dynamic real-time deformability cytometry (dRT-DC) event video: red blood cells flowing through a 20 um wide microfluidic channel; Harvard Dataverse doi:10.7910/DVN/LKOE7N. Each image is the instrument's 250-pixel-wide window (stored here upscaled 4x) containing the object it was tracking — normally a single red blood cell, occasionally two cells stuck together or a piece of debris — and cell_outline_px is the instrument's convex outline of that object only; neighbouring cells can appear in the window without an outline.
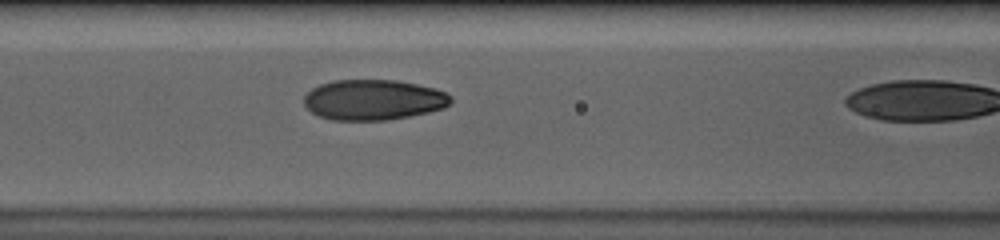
{"species": "human", "species_latin": "Homo sapiens", "temperature_condition": "cold", "stored_images_in_passage": 22, "camera_frame_rate_fps": 3000, "um_per_image_px": 0.085, "donor": {"sex": "male"}, "frame": {"image": 1, "passage_image": 21, "time_ms": 6.667, "image_size_px": [1000, 240], "cell_outline_px": [[452, 100], [444, 108], [428, 112], [388, 120], [332, 120], [320, 116], [312, 112], [304, 104], [304, 96], [312, 88], [320, 84], [332, 80], [396, 80], [436, 88], [452, 96]], "centroid_in_image_um": [31.74, 8.48], "position_along_channel_um": 134.9, "area_um2": 34.56}}